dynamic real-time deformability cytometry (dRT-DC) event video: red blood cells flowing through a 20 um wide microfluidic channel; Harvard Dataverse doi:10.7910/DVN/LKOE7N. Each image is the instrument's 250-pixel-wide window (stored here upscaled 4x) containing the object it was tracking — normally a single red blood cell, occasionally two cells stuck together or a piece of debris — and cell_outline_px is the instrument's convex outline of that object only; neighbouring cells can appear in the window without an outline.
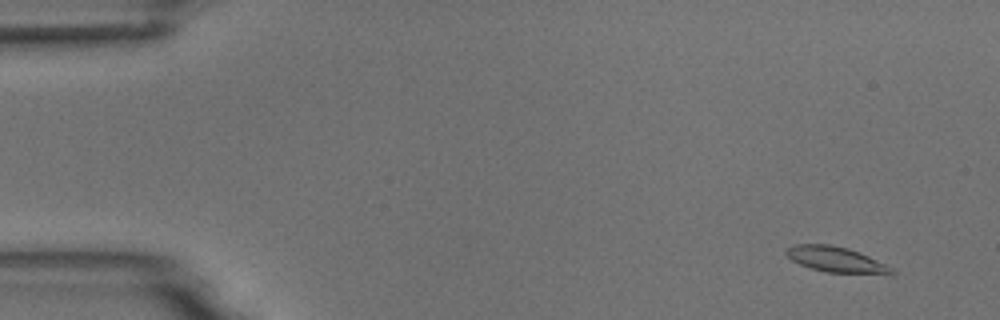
{"species": "common noctule bat (a hibernating species)", "species_latin": "Nyctalus noctula", "temperature_condition": "room temperature", "stored_images_in_passage": 9, "camera_frame_rate_fps": 3000, "um_per_image_px": 0.085, "animal": {"sex": "male", "body_mass_g": 18.8}, "frame": {"image": 1, "passage_image": 2, "time_ms": 1.333, "image_size_px": [1000, 320], "cell_outline_px": [[896, 272], [892, 276], [828, 272], [812, 268], [800, 264], [792, 260], [784, 252], [792, 244], [832, 244], [848, 248], [868, 256], [892, 268]], "centroid_in_image_um": [71.12, 22.08], "position_along_channel_um": 13.9, "area_um2": 15.9}}
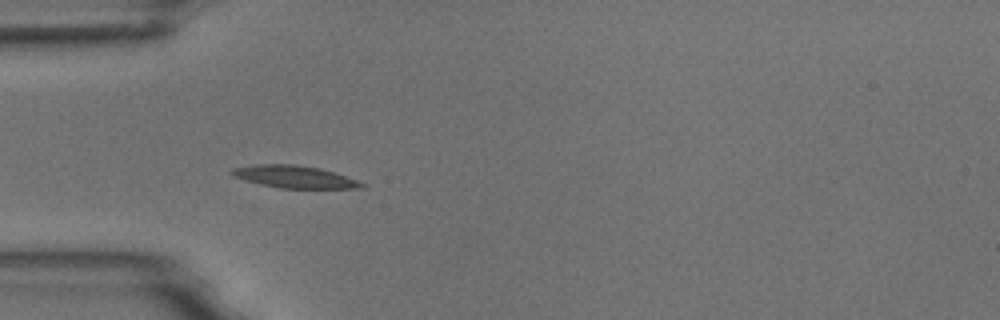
{"frame": {"image": 2, "passage_image": 6, "time_ms": 5.667, "image_size_px": [1000, 320], "cell_outline_px": [[368, 184], [364, 188], [280, 188], [260, 184], [236, 176], [228, 172], [232, 168], [252, 164], [296, 164], [320, 168]], "centroid_in_image_um": [25.03, 15.02], "position_along_channel_um": 60.0, "area_um2": 16.76}}